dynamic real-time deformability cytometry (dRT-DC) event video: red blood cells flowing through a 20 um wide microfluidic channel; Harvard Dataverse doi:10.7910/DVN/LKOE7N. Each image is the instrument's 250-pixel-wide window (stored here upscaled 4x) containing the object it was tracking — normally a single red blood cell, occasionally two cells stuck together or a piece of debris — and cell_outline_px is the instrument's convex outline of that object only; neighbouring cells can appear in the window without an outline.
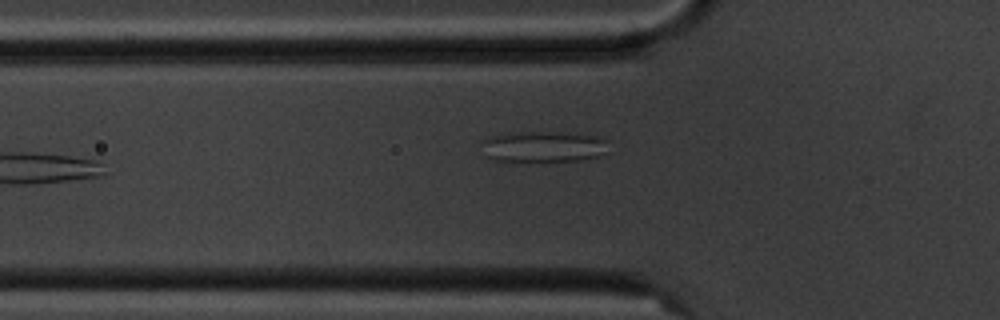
{"species": "common noctule bat (a hibernating species)", "species_latin": "Nyctalus noctula", "temperature_condition": "cold", "stored_images_in_passage": 6, "camera_frame_rate_fps": 3000, "um_per_image_px": 0.085, "animal": {"sex": "male", "body_mass_g": 20.1, "forearm_length_mm": 53.5}, "frame": {"image": 1, "passage_image": 5, "time_ms": 4.667, "image_size_px": [1000, 320], "cell_outline_px": [[608, 152], [600, 156], [580, 160], [524, 164], [496, 160], [484, 156], [480, 140], [488, 136], [516, 132], [560, 132], [596, 136], [604, 140]], "centroid_in_image_um": [46.09, 12.51], "position_along_channel_um": 79.7, "area_um2": 23.93}}
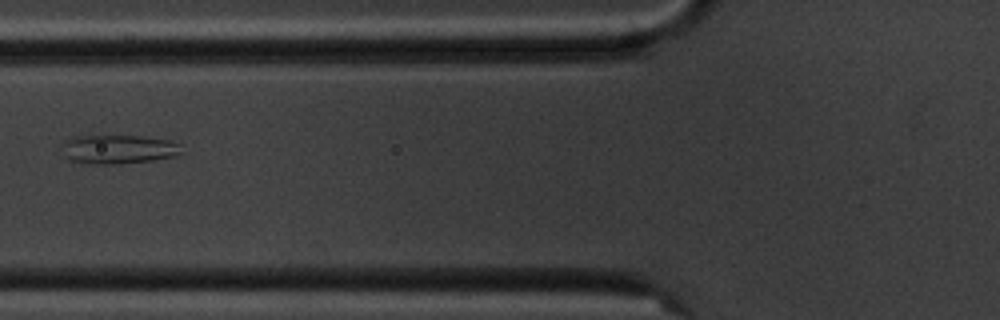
{"frame": {"image": 2, "passage_image": 6, "time_ms": 5.667, "image_size_px": [1000, 320], "cell_outline_px": [[184, 152], [176, 156], [152, 160], [116, 164], [88, 164], [72, 160], [68, 156], [60, 144], [72, 136], [140, 136], [168, 140], [180, 144]], "centroid_in_image_um": [10.1, 12.68], "position_along_channel_um": 115.7, "area_um2": 20.11}}